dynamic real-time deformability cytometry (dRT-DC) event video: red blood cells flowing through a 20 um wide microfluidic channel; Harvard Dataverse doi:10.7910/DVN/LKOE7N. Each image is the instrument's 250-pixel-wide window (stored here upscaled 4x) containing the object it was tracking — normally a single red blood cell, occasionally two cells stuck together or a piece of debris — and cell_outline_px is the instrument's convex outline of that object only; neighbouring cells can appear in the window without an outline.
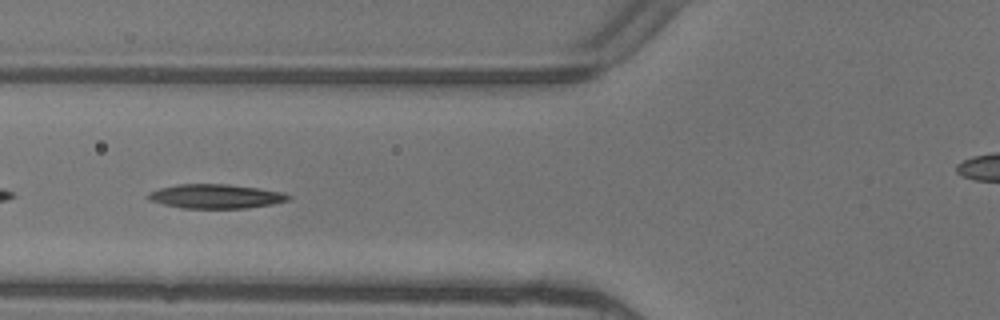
{"species": "common noctule bat (a hibernating species)", "species_latin": "Nyctalus noctula", "temperature_condition": "warm", "stored_images_in_passage": 4, "camera_frame_rate_fps": 3000, "um_per_image_px": 0.085, "animal": {"sex": "female"}, "frame": {"image": 1, "passage_image": 4, "time_ms": 1.0, "image_size_px": [1000, 320], "cell_outline_px": [[292, 196], [288, 200], [272, 204], [244, 208], [180, 208], [164, 204], [152, 200], [144, 196], [148, 192], [160, 188], [176, 184], [228, 184], [284, 192]], "centroid_in_image_um": [18.32, 16.68], "position_along_channel_um": 107.5, "area_um2": 19.71}}